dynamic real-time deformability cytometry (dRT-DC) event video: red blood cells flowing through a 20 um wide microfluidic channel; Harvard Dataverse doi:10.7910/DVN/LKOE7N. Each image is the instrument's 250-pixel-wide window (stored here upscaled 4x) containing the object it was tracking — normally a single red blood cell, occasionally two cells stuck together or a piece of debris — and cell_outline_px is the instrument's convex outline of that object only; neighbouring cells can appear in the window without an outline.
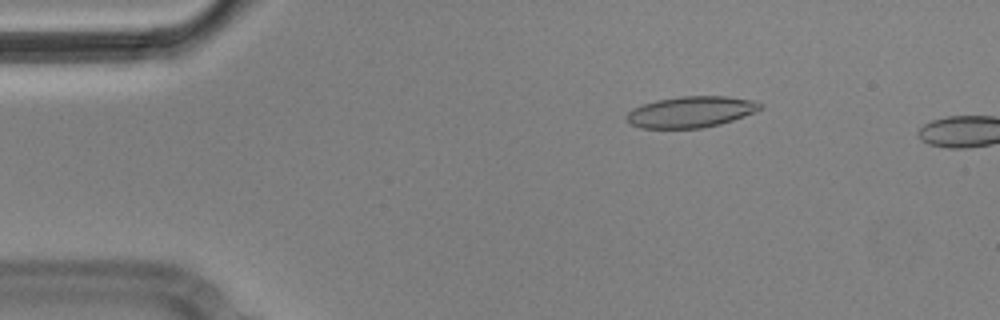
{"species": "Egyptian fruit bat (a non-hibernating species)", "species_latin": "Rousettus aegyptiacus", "temperature_condition": "cold", "stored_images_in_passage": 4, "camera_frame_rate_fps": 3000, "um_per_image_px": 0.085, "animal": {"sex": "male"}, "frame": {"image": 1, "passage_image": 3, "time_ms": 0.667, "image_size_px": [1000, 320], "cell_outline_px": [[764, 108], [744, 116], [720, 124], [700, 128], [640, 128], [628, 124], [624, 116], [632, 108], [656, 100], [680, 96], [724, 96], [752, 100], [764, 104]], "centroid_in_image_um": [58.7, 9.51], "position_along_channel_um": 26.3, "area_um2": 24.39}}